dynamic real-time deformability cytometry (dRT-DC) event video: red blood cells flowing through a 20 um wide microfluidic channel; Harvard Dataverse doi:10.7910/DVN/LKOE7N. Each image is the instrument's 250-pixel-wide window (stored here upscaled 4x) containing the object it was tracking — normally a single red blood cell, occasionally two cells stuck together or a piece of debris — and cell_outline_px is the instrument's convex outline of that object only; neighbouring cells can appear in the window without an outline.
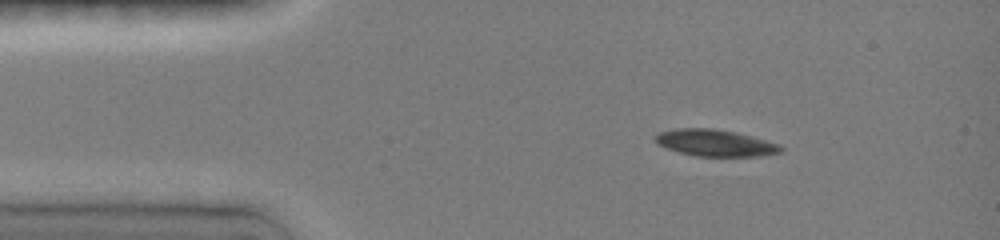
{"species": "common noctule bat (a hibernating species)", "species_latin": "Nyctalus noctula", "temperature_condition": "room temperature", "stored_images_in_passage": 41, "camera_frame_rate_fps": 3000, "um_per_image_px": 0.085, "animal": {"sex": "female", "body_mass_g": 19.0, "forearm_length_mm": 51.5}, "frame": {"image": 1, "passage_image": 1, "time_ms": 0.0, "image_size_px": [1000, 240], "cell_outline_px": [[784, 152], [760, 156], [696, 156], [664, 148], [656, 144], [656, 136], [660, 132], [676, 128], [712, 128], [736, 132], [752, 136], [780, 144], [784, 148]], "centroid_in_image_um": [60.82, 12.15], "position_along_channel_um": 24.2, "area_um2": 19.65}}
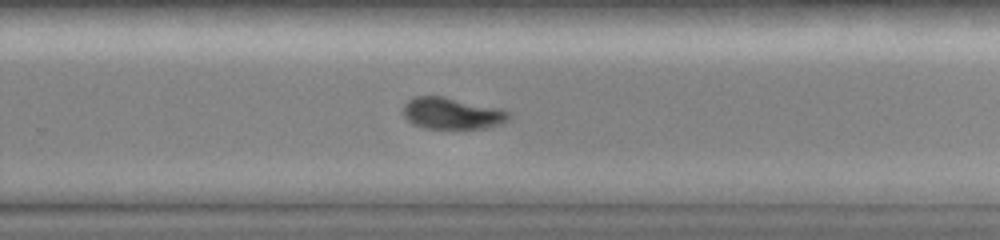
{"frame": {"image": 2, "passage_image": 25, "time_ms": 8.0, "image_size_px": [1000, 240], "cell_outline_px": [[512, 116], [508, 120], [500, 124], [484, 128], [424, 128], [412, 124], [404, 116], [404, 104], [408, 100], [416, 96], [444, 96], [500, 108], [508, 112]], "centroid_in_image_um": [38.42, 9.63], "position_along_channel_um": 291.4, "area_um2": 19.42}}
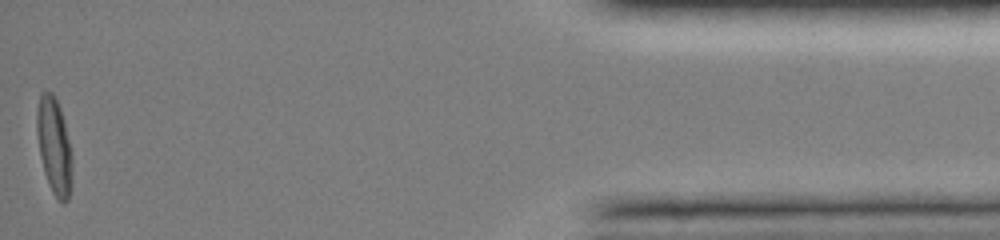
{"frame": {"image": 3, "passage_image": 41, "time_ms": 13.333, "image_size_px": [1000, 240], "cell_outline_px": [[72, 180], [68, 200], [64, 204], [56, 200], [48, 184], [44, 172], [40, 156], [36, 132], [36, 112], [40, 92], [52, 92], [60, 108], [64, 120], [72, 152]], "centroid_in_image_um": [4.6, 12.45], "position_along_channel_um": 430.6, "area_um2": 20.29}, "authors_computed_cell_mechanics": {"area_um2": 20.0566, "velocity_mm_per_s": 4.0278, "shape_relaxation_time_tau1_ms": 3.9755, "shape_relaxation_time_tau2_ms": 5.9498, "deformation_change_tau1": 0.1672, "deformation_change_tau2": 0.0975}}